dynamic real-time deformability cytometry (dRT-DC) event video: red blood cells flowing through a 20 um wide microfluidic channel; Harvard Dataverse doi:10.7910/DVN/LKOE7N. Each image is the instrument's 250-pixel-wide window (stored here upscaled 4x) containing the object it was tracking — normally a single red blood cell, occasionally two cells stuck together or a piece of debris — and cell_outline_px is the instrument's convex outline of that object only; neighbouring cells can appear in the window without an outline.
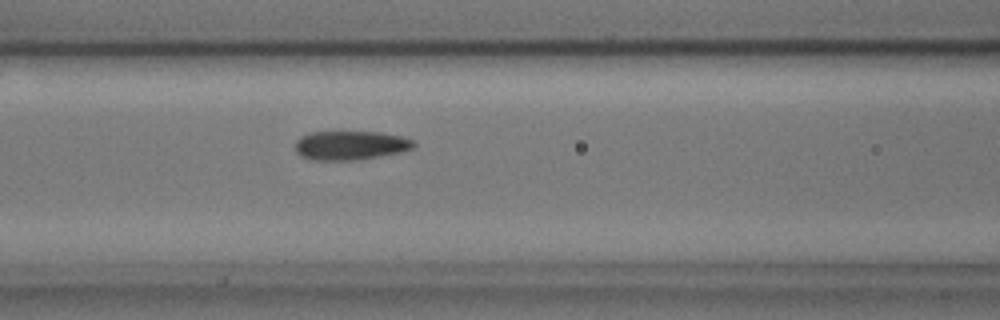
{"species": "common noctule bat (a hibernating species)", "species_latin": "Nyctalus noctula", "temperature_condition": "cold", "stored_images_in_passage": 34, "camera_frame_rate_fps": 3000, "um_per_image_px": 0.085, "animal": {"sex": "male", "body_mass_g": 17.9, "forearm_length_mm": 54.2}, "frame": {"image": 1, "passage_image": 6, "time_ms": 1.667, "image_size_px": [1000, 320], "cell_outline_px": [[416, 144], [412, 148], [400, 152], [352, 160], [312, 160], [300, 156], [296, 152], [296, 140], [300, 136], [308, 132], [380, 132], [400, 136], [412, 140]], "centroid_in_image_um": [29.73, 12.35], "position_along_channel_um": 136.9, "area_um2": 19.88}}
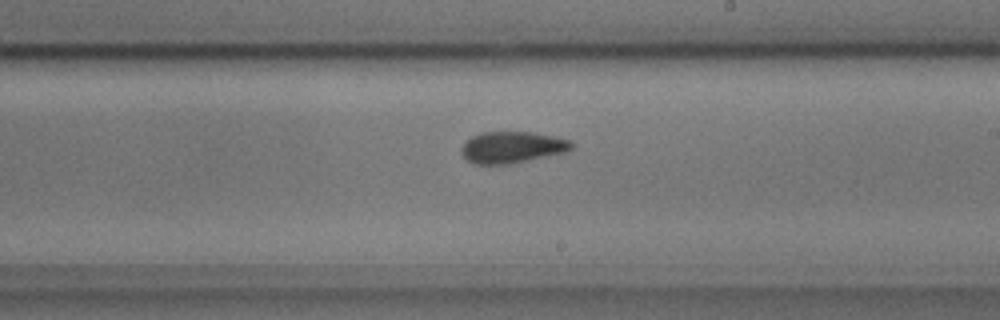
{"frame": {"image": 2, "passage_image": 15, "time_ms": 4.667, "image_size_px": [1000, 320], "cell_outline_px": [[572, 148], [564, 152], [512, 164], [472, 164], [460, 152], [460, 148], [472, 136], [480, 132], [532, 132], [556, 136], [568, 140], [572, 144]], "centroid_in_image_um": [43.5, 12.52], "position_along_channel_um": 245.5, "area_um2": 20.17}}
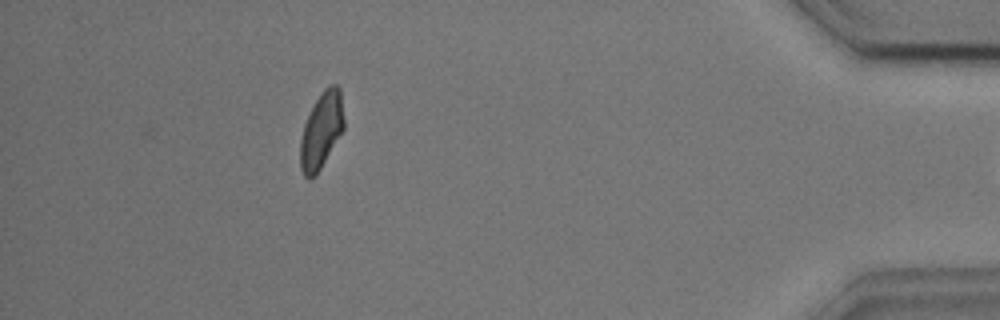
{"frame": {"image": 3, "passage_image": 33, "time_ms": 10.667, "image_size_px": [1000, 320], "cell_outline_px": [[344, 128], [316, 176], [308, 180], [304, 176], [300, 168], [300, 140], [304, 124], [320, 92], [328, 84], [336, 84], [340, 88], [344, 120]], "centroid_in_image_um": [27.31, 11.09], "position_along_channel_um": 407.9, "area_um2": 19.42}}